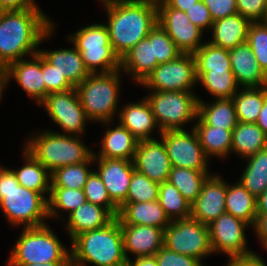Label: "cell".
<instances>
[{
  "mask_svg": "<svg viewBox=\"0 0 267 266\" xmlns=\"http://www.w3.org/2000/svg\"><path fill=\"white\" fill-rule=\"evenodd\" d=\"M54 25L40 8L0 11V62L9 65L37 54Z\"/></svg>",
  "mask_w": 267,
  "mask_h": 266,
  "instance_id": "cell-1",
  "label": "cell"
},
{
  "mask_svg": "<svg viewBox=\"0 0 267 266\" xmlns=\"http://www.w3.org/2000/svg\"><path fill=\"white\" fill-rule=\"evenodd\" d=\"M103 6L108 14L105 25L110 43L120 59L157 24L156 0H118Z\"/></svg>",
  "mask_w": 267,
  "mask_h": 266,
  "instance_id": "cell-2",
  "label": "cell"
},
{
  "mask_svg": "<svg viewBox=\"0 0 267 266\" xmlns=\"http://www.w3.org/2000/svg\"><path fill=\"white\" fill-rule=\"evenodd\" d=\"M71 243V266H124L128 263L120 222L115 218L107 226L75 236Z\"/></svg>",
  "mask_w": 267,
  "mask_h": 266,
  "instance_id": "cell-3",
  "label": "cell"
},
{
  "mask_svg": "<svg viewBox=\"0 0 267 266\" xmlns=\"http://www.w3.org/2000/svg\"><path fill=\"white\" fill-rule=\"evenodd\" d=\"M0 208L13 226L40 227L48 218V200L41 193L22 187L12 169L0 166Z\"/></svg>",
  "mask_w": 267,
  "mask_h": 266,
  "instance_id": "cell-4",
  "label": "cell"
},
{
  "mask_svg": "<svg viewBox=\"0 0 267 266\" xmlns=\"http://www.w3.org/2000/svg\"><path fill=\"white\" fill-rule=\"evenodd\" d=\"M80 136L43 131L25 143V149L50 173L71 164L86 162L93 151L85 146Z\"/></svg>",
  "mask_w": 267,
  "mask_h": 266,
  "instance_id": "cell-5",
  "label": "cell"
},
{
  "mask_svg": "<svg viewBox=\"0 0 267 266\" xmlns=\"http://www.w3.org/2000/svg\"><path fill=\"white\" fill-rule=\"evenodd\" d=\"M120 69L109 73H91L76 86L87 118L109 124L117 113L120 90Z\"/></svg>",
  "mask_w": 267,
  "mask_h": 266,
  "instance_id": "cell-6",
  "label": "cell"
},
{
  "mask_svg": "<svg viewBox=\"0 0 267 266\" xmlns=\"http://www.w3.org/2000/svg\"><path fill=\"white\" fill-rule=\"evenodd\" d=\"M67 250L47 224L23 227L7 264L71 262V251Z\"/></svg>",
  "mask_w": 267,
  "mask_h": 266,
  "instance_id": "cell-7",
  "label": "cell"
},
{
  "mask_svg": "<svg viewBox=\"0 0 267 266\" xmlns=\"http://www.w3.org/2000/svg\"><path fill=\"white\" fill-rule=\"evenodd\" d=\"M68 39L81 53L90 73H109L120 69V58L112 48L105 24L85 26L70 34Z\"/></svg>",
  "mask_w": 267,
  "mask_h": 266,
  "instance_id": "cell-8",
  "label": "cell"
},
{
  "mask_svg": "<svg viewBox=\"0 0 267 266\" xmlns=\"http://www.w3.org/2000/svg\"><path fill=\"white\" fill-rule=\"evenodd\" d=\"M159 133L183 130L182 125L197 119L199 97L188 91H152L146 95Z\"/></svg>",
  "mask_w": 267,
  "mask_h": 266,
  "instance_id": "cell-9",
  "label": "cell"
},
{
  "mask_svg": "<svg viewBox=\"0 0 267 266\" xmlns=\"http://www.w3.org/2000/svg\"><path fill=\"white\" fill-rule=\"evenodd\" d=\"M164 246L200 261L213 254L208 225L191 217L170 222L164 229Z\"/></svg>",
  "mask_w": 267,
  "mask_h": 266,
  "instance_id": "cell-10",
  "label": "cell"
},
{
  "mask_svg": "<svg viewBox=\"0 0 267 266\" xmlns=\"http://www.w3.org/2000/svg\"><path fill=\"white\" fill-rule=\"evenodd\" d=\"M197 84L196 61L191 53H182L176 59L159 64L140 83L150 91H188Z\"/></svg>",
  "mask_w": 267,
  "mask_h": 266,
  "instance_id": "cell-11",
  "label": "cell"
},
{
  "mask_svg": "<svg viewBox=\"0 0 267 266\" xmlns=\"http://www.w3.org/2000/svg\"><path fill=\"white\" fill-rule=\"evenodd\" d=\"M190 131L183 129L160 133L172 167L209 172L208 157L200 145L198 135L193 128Z\"/></svg>",
  "mask_w": 267,
  "mask_h": 266,
  "instance_id": "cell-12",
  "label": "cell"
},
{
  "mask_svg": "<svg viewBox=\"0 0 267 266\" xmlns=\"http://www.w3.org/2000/svg\"><path fill=\"white\" fill-rule=\"evenodd\" d=\"M48 115L67 135L84 134L89 120L79 100L76 88L49 93L40 104Z\"/></svg>",
  "mask_w": 267,
  "mask_h": 266,
  "instance_id": "cell-13",
  "label": "cell"
},
{
  "mask_svg": "<svg viewBox=\"0 0 267 266\" xmlns=\"http://www.w3.org/2000/svg\"><path fill=\"white\" fill-rule=\"evenodd\" d=\"M250 225L224 213L214 220L209 227L210 244L213 253L222 252L232 258L250 257L255 254L248 250L245 228Z\"/></svg>",
  "mask_w": 267,
  "mask_h": 266,
  "instance_id": "cell-14",
  "label": "cell"
},
{
  "mask_svg": "<svg viewBox=\"0 0 267 266\" xmlns=\"http://www.w3.org/2000/svg\"><path fill=\"white\" fill-rule=\"evenodd\" d=\"M157 22L182 53L194 54L200 46L203 31L193 24L184 11L170 8L163 0H156Z\"/></svg>",
  "mask_w": 267,
  "mask_h": 266,
  "instance_id": "cell-15",
  "label": "cell"
},
{
  "mask_svg": "<svg viewBox=\"0 0 267 266\" xmlns=\"http://www.w3.org/2000/svg\"><path fill=\"white\" fill-rule=\"evenodd\" d=\"M134 169L159 184L166 182L172 170L163 140L148 139L138 142L133 158Z\"/></svg>",
  "mask_w": 267,
  "mask_h": 266,
  "instance_id": "cell-16",
  "label": "cell"
},
{
  "mask_svg": "<svg viewBox=\"0 0 267 266\" xmlns=\"http://www.w3.org/2000/svg\"><path fill=\"white\" fill-rule=\"evenodd\" d=\"M226 182L219 176L210 175L202 185L198 197L191 204L190 217L209 225L226 213Z\"/></svg>",
  "mask_w": 267,
  "mask_h": 266,
  "instance_id": "cell-17",
  "label": "cell"
},
{
  "mask_svg": "<svg viewBox=\"0 0 267 266\" xmlns=\"http://www.w3.org/2000/svg\"><path fill=\"white\" fill-rule=\"evenodd\" d=\"M98 162L96 171L103 181L111 200L119 207L128 195L134 165L125 159L94 158Z\"/></svg>",
  "mask_w": 267,
  "mask_h": 266,
  "instance_id": "cell-18",
  "label": "cell"
},
{
  "mask_svg": "<svg viewBox=\"0 0 267 266\" xmlns=\"http://www.w3.org/2000/svg\"><path fill=\"white\" fill-rule=\"evenodd\" d=\"M124 253L127 261L128 253L134 257L155 255L164 245V229L155 226L120 224Z\"/></svg>",
  "mask_w": 267,
  "mask_h": 266,
  "instance_id": "cell-19",
  "label": "cell"
},
{
  "mask_svg": "<svg viewBox=\"0 0 267 266\" xmlns=\"http://www.w3.org/2000/svg\"><path fill=\"white\" fill-rule=\"evenodd\" d=\"M31 57L30 60L22 58L10 63L9 78L13 77L29 97L36 99L40 105L49 92L45 88L42 76V56L38 52Z\"/></svg>",
  "mask_w": 267,
  "mask_h": 266,
  "instance_id": "cell-20",
  "label": "cell"
},
{
  "mask_svg": "<svg viewBox=\"0 0 267 266\" xmlns=\"http://www.w3.org/2000/svg\"><path fill=\"white\" fill-rule=\"evenodd\" d=\"M231 70L240 87L266 86L267 75L260 68L250 46L246 43L229 50Z\"/></svg>",
  "mask_w": 267,
  "mask_h": 266,
  "instance_id": "cell-21",
  "label": "cell"
},
{
  "mask_svg": "<svg viewBox=\"0 0 267 266\" xmlns=\"http://www.w3.org/2000/svg\"><path fill=\"white\" fill-rule=\"evenodd\" d=\"M119 123L138 140L153 139L152 134L158 128L151 107L144 97L137 103H129L118 110Z\"/></svg>",
  "mask_w": 267,
  "mask_h": 266,
  "instance_id": "cell-22",
  "label": "cell"
},
{
  "mask_svg": "<svg viewBox=\"0 0 267 266\" xmlns=\"http://www.w3.org/2000/svg\"><path fill=\"white\" fill-rule=\"evenodd\" d=\"M158 65L157 60L153 59V28L146 38L140 40L120 59V70L130 74L139 84Z\"/></svg>",
  "mask_w": 267,
  "mask_h": 266,
  "instance_id": "cell-23",
  "label": "cell"
},
{
  "mask_svg": "<svg viewBox=\"0 0 267 266\" xmlns=\"http://www.w3.org/2000/svg\"><path fill=\"white\" fill-rule=\"evenodd\" d=\"M116 218L120 224L155 226L162 229H165L171 222L158 200L122 203Z\"/></svg>",
  "mask_w": 267,
  "mask_h": 266,
  "instance_id": "cell-24",
  "label": "cell"
},
{
  "mask_svg": "<svg viewBox=\"0 0 267 266\" xmlns=\"http://www.w3.org/2000/svg\"><path fill=\"white\" fill-rule=\"evenodd\" d=\"M251 21L236 13L216 20L212 24V40L208 41L215 46L231 50L246 43Z\"/></svg>",
  "mask_w": 267,
  "mask_h": 266,
  "instance_id": "cell-25",
  "label": "cell"
},
{
  "mask_svg": "<svg viewBox=\"0 0 267 266\" xmlns=\"http://www.w3.org/2000/svg\"><path fill=\"white\" fill-rule=\"evenodd\" d=\"M114 219L106 208L86 201L68 215L65 226L72 240L78 234L105 227Z\"/></svg>",
  "mask_w": 267,
  "mask_h": 266,
  "instance_id": "cell-26",
  "label": "cell"
},
{
  "mask_svg": "<svg viewBox=\"0 0 267 266\" xmlns=\"http://www.w3.org/2000/svg\"><path fill=\"white\" fill-rule=\"evenodd\" d=\"M39 54L74 86L82 83L91 73L86 68L81 53L72 49L39 50Z\"/></svg>",
  "mask_w": 267,
  "mask_h": 266,
  "instance_id": "cell-27",
  "label": "cell"
},
{
  "mask_svg": "<svg viewBox=\"0 0 267 266\" xmlns=\"http://www.w3.org/2000/svg\"><path fill=\"white\" fill-rule=\"evenodd\" d=\"M138 140L120 123L113 129H109L103 136L101 149L93 153V158L125 159L133 161Z\"/></svg>",
  "mask_w": 267,
  "mask_h": 266,
  "instance_id": "cell-28",
  "label": "cell"
},
{
  "mask_svg": "<svg viewBox=\"0 0 267 266\" xmlns=\"http://www.w3.org/2000/svg\"><path fill=\"white\" fill-rule=\"evenodd\" d=\"M226 213L241 219L248 225L255 226L257 219L256 197L249 193L239 181L230 185L226 183Z\"/></svg>",
  "mask_w": 267,
  "mask_h": 266,
  "instance_id": "cell-29",
  "label": "cell"
},
{
  "mask_svg": "<svg viewBox=\"0 0 267 266\" xmlns=\"http://www.w3.org/2000/svg\"><path fill=\"white\" fill-rule=\"evenodd\" d=\"M196 120L193 129L198 135L205 155L208 158L215 156L219 159L229 156L232 148V131L206 125L199 117Z\"/></svg>",
  "mask_w": 267,
  "mask_h": 266,
  "instance_id": "cell-30",
  "label": "cell"
},
{
  "mask_svg": "<svg viewBox=\"0 0 267 266\" xmlns=\"http://www.w3.org/2000/svg\"><path fill=\"white\" fill-rule=\"evenodd\" d=\"M265 148H267V134L256 123H237L232 131L231 152L246 159Z\"/></svg>",
  "mask_w": 267,
  "mask_h": 266,
  "instance_id": "cell-31",
  "label": "cell"
},
{
  "mask_svg": "<svg viewBox=\"0 0 267 266\" xmlns=\"http://www.w3.org/2000/svg\"><path fill=\"white\" fill-rule=\"evenodd\" d=\"M198 117L206 125L230 131H233L238 123L232 98H215L212 104L199 99Z\"/></svg>",
  "mask_w": 267,
  "mask_h": 266,
  "instance_id": "cell-32",
  "label": "cell"
},
{
  "mask_svg": "<svg viewBox=\"0 0 267 266\" xmlns=\"http://www.w3.org/2000/svg\"><path fill=\"white\" fill-rule=\"evenodd\" d=\"M23 156L25 164L20 169L12 170L19 184L42 195H50L51 173L26 149L23 150Z\"/></svg>",
  "mask_w": 267,
  "mask_h": 266,
  "instance_id": "cell-33",
  "label": "cell"
},
{
  "mask_svg": "<svg viewBox=\"0 0 267 266\" xmlns=\"http://www.w3.org/2000/svg\"><path fill=\"white\" fill-rule=\"evenodd\" d=\"M267 95L266 86L243 87L232 100L238 122L256 123Z\"/></svg>",
  "mask_w": 267,
  "mask_h": 266,
  "instance_id": "cell-34",
  "label": "cell"
},
{
  "mask_svg": "<svg viewBox=\"0 0 267 266\" xmlns=\"http://www.w3.org/2000/svg\"><path fill=\"white\" fill-rule=\"evenodd\" d=\"M247 165L239 182L256 198L267 189V148L246 158Z\"/></svg>",
  "mask_w": 267,
  "mask_h": 266,
  "instance_id": "cell-35",
  "label": "cell"
},
{
  "mask_svg": "<svg viewBox=\"0 0 267 266\" xmlns=\"http://www.w3.org/2000/svg\"><path fill=\"white\" fill-rule=\"evenodd\" d=\"M212 174L193 169L172 167L168 182L174 185L183 197L192 204L201 192L205 180Z\"/></svg>",
  "mask_w": 267,
  "mask_h": 266,
  "instance_id": "cell-36",
  "label": "cell"
},
{
  "mask_svg": "<svg viewBox=\"0 0 267 266\" xmlns=\"http://www.w3.org/2000/svg\"><path fill=\"white\" fill-rule=\"evenodd\" d=\"M196 76L216 99L233 98L239 88L232 71H196Z\"/></svg>",
  "mask_w": 267,
  "mask_h": 266,
  "instance_id": "cell-37",
  "label": "cell"
},
{
  "mask_svg": "<svg viewBox=\"0 0 267 266\" xmlns=\"http://www.w3.org/2000/svg\"><path fill=\"white\" fill-rule=\"evenodd\" d=\"M93 162L92 155L86 162L56 169L51 173V188L83 189L93 171L88 168Z\"/></svg>",
  "mask_w": 267,
  "mask_h": 266,
  "instance_id": "cell-38",
  "label": "cell"
},
{
  "mask_svg": "<svg viewBox=\"0 0 267 266\" xmlns=\"http://www.w3.org/2000/svg\"><path fill=\"white\" fill-rule=\"evenodd\" d=\"M158 202L170 221L186 219L191 215V204L168 181L160 184Z\"/></svg>",
  "mask_w": 267,
  "mask_h": 266,
  "instance_id": "cell-39",
  "label": "cell"
},
{
  "mask_svg": "<svg viewBox=\"0 0 267 266\" xmlns=\"http://www.w3.org/2000/svg\"><path fill=\"white\" fill-rule=\"evenodd\" d=\"M196 71H232L229 50L204 42L193 54Z\"/></svg>",
  "mask_w": 267,
  "mask_h": 266,
  "instance_id": "cell-40",
  "label": "cell"
},
{
  "mask_svg": "<svg viewBox=\"0 0 267 266\" xmlns=\"http://www.w3.org/2000/svg\"><path fill=\"white\" fill-rule=\"evenodd\" d=\"M47 200L48 218L58 216L59 210L67 211L69 215L87 201L83 189L66 188H51Z\"/></svg>",
  "mask_w": 267,
  "mask_h": 266,
  "instance_id": "cell-41",
  "label": "cell"
},
{
  "mask_svg": "<svg viewBox=\"0 0 267 266\" xmlns=\"http://www.w3.org/2000/svg\"><path fill=\"white\" fill-rule=\"evenodd\" d=\"M160 184L150 180L144 174L133 171L128 195L123 203H138L158 200Z\"/></svg>",
  "mask_w": 267,
  "mask_h": 266,
  "instance_id": "cell-42",
  "label": "cell"
},
{
  "mask_svg": "<svg viewBox=\"0 0 267 266\" xmlns=\"http://www.w3.org/2000/svg\"><path fill=\"white\" fill-rule=\"evenodd\" d=\"M83 191L88 202L106 208L115 218L118 216L119 207L111 200L96 170H93L89 175Z\"/></svg>",
  "mask_w": 267,
  "mask_h": 266,
  "instance_id": "cell-43",
  "label": "cell"
},
{
  "mask_svg": "<svg viewBox=\"0 0 267 266\" xmlns=\"http://www.w3.org/2000/svg\"><path fill=\"white\" fill-rule=\"evenodd\" d=\"M180 54L182 52L157 22L153 27V59L162 64L176 59Z\"/></svg>",
  "mask_w": 267,
  "mask_h": 266,
  "instance_id": "cell-44",
  "label": "cell"
},
{
  "mask_svg": "<svg viewBox=\"0 0 267 266\" xmlns=\"http://www.w3.org/2000/svg\"><path fill=\"white\" fill-rule=\"evenodd\" d=\"M246 42L252 49L260 68L267 75V23L252 22Z\"/></svg>",
  "mask_w": 267,
  "mask_h": 266,
  "instance_id": "cell-45",
  "label": "cell"
},
{
  "mask_svg": "<svg viewBox=\"0 0 267 266\" xmlns=\"http://www.w3.org/2000/svg\"><path fill=\"white\" fill-rule=\"evenodd\" d=\"M42 76L46 90L51 92L66 91L75 88L64 75L42 57Z\"/></svg>",
  "mask_w": 267,
  "mask_h": 266,
  "instance_id": "cell-46",
  "label": "cell"
},
{
  "mask_svg": "<svg viewBox=\"0 0 267 266\" xmlns=\"http://www.w3.org/2000/svg\"><path fill=\"white\" fill-rule=\"evenodd\" d=\"M158 266H203L202 261L178 254L166 246H162L161 249L155 254Z\"/></svg>",
  "mask_w": 267,
  "mask_h": 266,
  "instance_id": "cell-47",
  "label": "cell"
},
{
  "mask_svg": "<svg viewBox=\"0 0 267 266\" xmlns=\"http://www.w3.org/2000/svg\"><path fill=\"white\" fill-rule=\"evenodd\" d=\"M238 13L251 22H264L267 0H236Z\"/></svg>",
  "mask_w": 267,
  "mask_h": 266,
  "instance_id": "cell-48",
  "label": "cell"
},
{
  "mask_svg": "<svg viewBox=\"0 0 267 266\" xmlns=\"http://www.w3.org/2000/svg\"><path fill=\"white\" fill-rule=\"evenodd\" d=\"M190 21L200 28L203 32L205 28H212L213 20L207 6L202 0H198L193 6L185 11Z\"/></svg>",
  "mask_w": 267,
  "mask_h": 266,
  "instance_id": "cell-49",
  "label": "cell"
},
{
  "mask_svg": "<svg viewBox=\"0 0 267 266\" xmlns=\"http://www.w3.org/2000/svg\"><path fill=\"white\" fill-rule=\"evenodd\" d=\"M213 21L238 13L236 0H202Z\"/></svg>",
  "mask_w": 267,
  "mask_h": 266,
  "instance_id": "cell-50",
  "label": "cell"
},
{
  "mask_svg": "<svg viewBox=\"0 0 267 266\" xmlns=\"http://www.w3.org/2000/svg\"><path fill=\"white\" fill-rule=\"evenodd\" d=\"M39 8L34 0H0V11Z\"/></svg>",
  "mask_w": 267,
  "mask_h": 266,
  "instance_id": "cell-51",
  "label": "cell"
},
{
  "mask_svg": "<svg viewBox=\"0 0 267 266\" xmlns=\"http://www.w3.org/2000/svg\"><path fill=\"white\" fill-rule=\"evenodd\" d=\"M227 266H267L258 254L244 258L229 259Z\"/></svg>",
  "mask_w": 267,
  "mask_h": 266,
  "instance_id": "cell-52",
  "label": "cell"
},
{
  "mask_svg": "<svg viewBox=\"0 0 267 266\" xmlns=\"http://www.w3.org/2000/svg\"><path fill=\"white\" fill-rule=\"evenodd\" d=\"M254 231L261 243L267 240V214H257Z\"/></svg>",
  "mask_w": 267,
  "mask_h": 266,
  "instance_id": "cell-53",
  "label": "cell"
},
{
  "mask_svg": "<svg viewBox=\"0 0 267 266\" xmlns=\"http://www.w3.org/2000/svg\"><path fill=\"white\" fill-rule=\"evenodd\" d=\"M128 264L130 266H158L155 255L135 257L134 261L130 259Z\"/></svg>",
  "mask_w": 267,
  "mask_h": 266,
  "instance_id": "cell-54",
  "label": "cell"
},
{
  "mask_svg": "<svg viewBox=\"0 0 267 266\" xmlns=\"http://www.w3.org/2000/svg\"><path fill=\"white\" fill-rule=\"evenodd\" d=\"M170 8L187 11L198 0H163Z\"/></svg>",
  "mask_w": 267,
  "mask_h": 266,
  "instance_id": "cell-55",
  "label": "cell"
},
{
  "mask_svg": "<svg viewBox=\"0 0 267 266\" xmlns=\"http://www.w3.org/2000/svg\"><path fill=\"white\" fill-rule=\"evenodd\" d=\"M257 126L267 134V95L264 98L262 109L256 121Z\"/></svg>",
  "mask_w": 267,
  "mask_h": 266,
  "instance_id": "cell-56",
  "label": "cell"
},
{
  "mask_svg": "<svg viewBox=\"0 0 267 266\" xmlns=\"http://www.w3.org/2000/svg\"><path fill=\"white\" fill-rule=\"evenodd\" d=\"M10 81L11 80L9 78L8 65L0 62V99L2 96L3 89L5 88L7 84H9L8 82Z\"/></svg>",
  "mask_w": 267,
  "mask_h": 266,
  "instance_id": "cell-57",
  "label": "cell"
},
{
  "mask_svg": "<svg viewBox=\"0 0 267 266\" xmlns=\"http://www.w3.org/2000/svg\"><path fill=\"white\" fill-rule=\"evenodd\" d=\"M257 214H267V189L256 198Z\"/></svg>",
  "mask_w": 267,
  "mask_h": 266,
  "instance_id": "cell-58",
  "label": "cell"
},
{
  "mask_svg": "<svg viewBox=\"0 0 267 266\" xmlns=\"http://www.w3.org/2000/svg\"><path fill=\"white\" fill-rule=\"evenodd\" d=\"M7 266H71V262H48L45 264L31 263V264H7Z\"/></svg>",
  "mask_w": 267,
  "mask_h": 266,
  "instance_id": "cell-59",
  "label": "cell"
},
{
  "mask_svg": "<svg viewBox=\"0 0 267 266\" xmlns=\"http://www.w3.org/2000/svg\"><path fill=\"white\" fill-rule=\"evenodd\" d=\"M103 4L107 2H112V1H118V0H100Z\"/></svg>",
  "mask_w": 267,
  "mask_h": 266,
  "instance_id": "cell-60",
  "label": "cell"
},
{
  "mask_svg": "<svg viewBox=\"0 0 267 266\" xmlns=\"http://www.w3.org/2000/svg\"><path fill=\"white\" fill-rule=\"evenodd\" d=\"M262 245L265 247V249L267 251V240Z\"/></svg>",
  "mask_w": 267,
  "mask_h": 266,
  "instance_id": "cell-61",
  "label": "cell"
},
{
  "mask_svg": "<svg viewBox=\"0 0 267 266\" xmlns=\"http://www.w3.org/2000/svg\"><path fill=\"white\" fill-rule=\"evenodd\" d=\"M264 22L267 23V7H266V15H265Z\"/></svg>",
  "mask_w": 267,
  "mask_h": 266,
  "instance_id": "cell-62",
  "label": "cell"
}]
</instances>
